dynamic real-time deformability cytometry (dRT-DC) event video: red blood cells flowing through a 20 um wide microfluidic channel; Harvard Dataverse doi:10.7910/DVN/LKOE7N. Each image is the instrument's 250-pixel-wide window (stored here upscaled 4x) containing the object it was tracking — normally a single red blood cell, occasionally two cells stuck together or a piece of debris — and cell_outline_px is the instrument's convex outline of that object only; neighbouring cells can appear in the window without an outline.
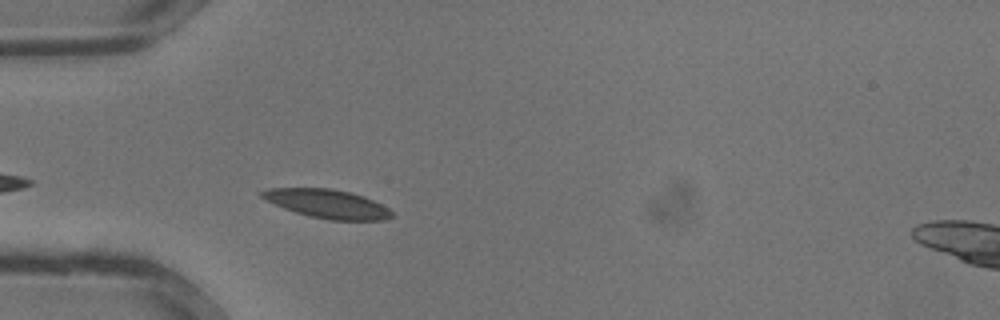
{"species": "common noctule bat (a hibernating species)", "species_latin": "Nyctalus noctula", "temperature_condition": "warm", "stored_images_in_passage": 23, "camera_frame_rate_fps": 3000, "um_per_image_px": 0.085, "animal": {"sex": "male", "body_mass_g": 13.3}, "frame": {"image": 1, "passage_image": 2, "time_ms": 0.333, "image_size_px": [1000, 320], "cell_outline_px": [[392, 216], [384, 220], [328, 220], [308, 216], [284, 208], [260, 196], [260, 192], [268, 188], [332, 188], [364, 196], [388, 208], [392, 212]], "centroid_in_image_um": [27.82, 17.32], "position_along_channel_um": 57.2, "area_um2": 21.5}}
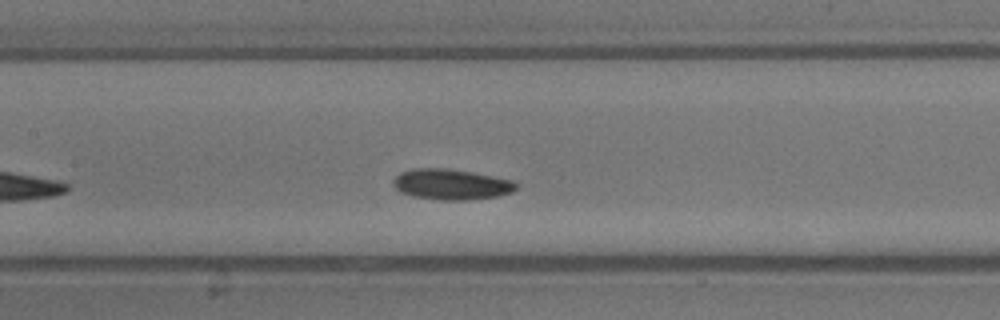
{"frame": {"image": 2, "passage_image": 8, "time_ms": 2.333, "image_size_px": [1000, 320], "cell_outline_px": [[516, 188], [512, 192], [496, 196], [468, 200], [440, 200], [412, 196], [400, 192], [392, 184], [392, 180], [400, 172], [416, 168], [448, 168], [472, 172], [512, 180], [516, 184]], "centroid_in_image_um": [38.31, 15.67], "position_along_channel_um": 169.1, "area_um2": 21.91}}
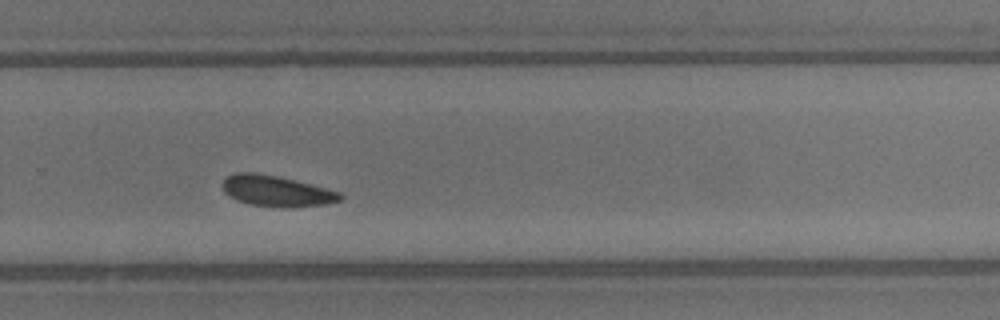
{"frame": {"image": 3, "passage_image": 15, "time_ms": 4.667, "image_size_px": [1000, 320], "cell_outline_px": [[344, 196], [340, 200], [328, 204], [296, 208], [284, 208], [252, 204], [236, 200], [224, 192], [220, 184], [228, 176], [236, 172], [256, 172], [276, 176], [340, 192]], "centroid_in_image_um": [23.48, 16.25], "position_along_channel_um": 306.3, "area_um2": 21.15}}